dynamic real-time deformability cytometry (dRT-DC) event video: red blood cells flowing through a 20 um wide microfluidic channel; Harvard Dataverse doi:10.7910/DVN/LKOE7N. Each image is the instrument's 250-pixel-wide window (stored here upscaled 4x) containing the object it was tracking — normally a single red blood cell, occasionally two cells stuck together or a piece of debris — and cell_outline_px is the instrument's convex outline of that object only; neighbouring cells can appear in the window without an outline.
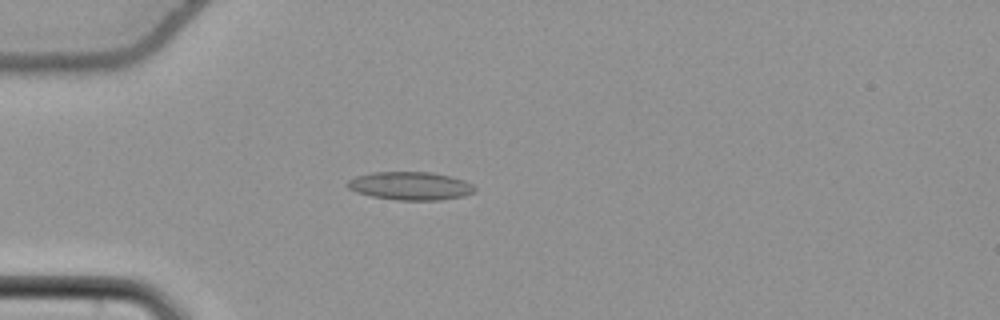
{"species": "common noctule bat (a hibernating species)", "species_latin": "Nyctalus noctula", "temperature_condition": "cold", "stored_images_in_passage": 55, "camera_frame_rate_fps": 3000, "um_per_image_px": 0.085, "animal": {"sex": "female", "body_mass_g": 22.7, "forearm_length_mm": 54.2}, "frame": {"image": 1, "passage_image": 16, "time_ms": 5.0, "image_size_px": [1000, 320], "cell_outline_px": [[476, 192], [464, 196], [440, 200], [400, 200], [372, 196], [356, 192], [348, 188], [344, 184], [348, 180], [356, 176], [372, 172], [432, 172], [452, 176], [464, 180], [472, 184], [476, 188]], "centroid_in_image_um": [34.89, 15.79], "position_along_channel_um": 50.1, "area_um2": 21.1}}
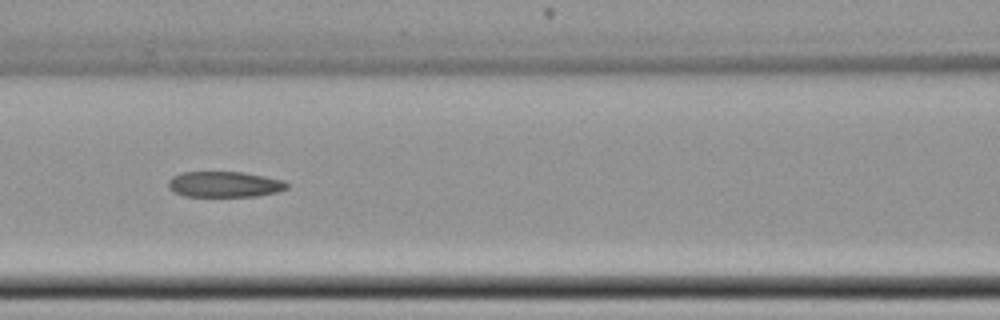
{"frame": {"image": 2, "passage_image": 25, "time_ms": 8.0, "image_size_px": [1000, 320], "cell_outline_px": [[288, 188], [276, 192], [256, 196], [184, 196], [168, 188], [168, 180], [172, 176], [180, 172], [244, 172], [264, 176], [280, 180], [288, 184]], "centroid_in_image_um": [19.04, 15.66], "position_along_channel_um": 147.6, "area_um2": 17.69}}
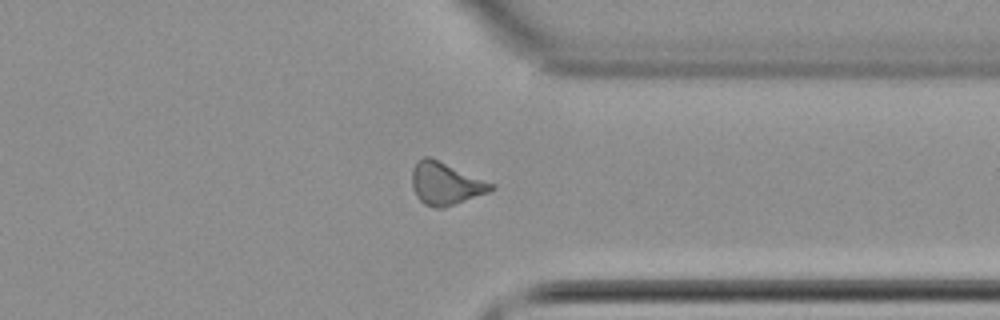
{"frame": {"image": 3, "passage_image": 43, "time_ms": 14.0, "image_size_px": [1000, 320], "cell_outline_px": [[496, 188], [488, 192], [444, 208], [436, 208], [424, 204], [416, 196], [412, 188], [412, 168], [416, 160], [424, 156], [428, 156], [496, 184]], "centroid_in_image_um": [37.86, 15.6], "position_along_channel_um": 373.5, "area_um2": 19.65}, "authors_computed_cell_mechanics": {"area_um2": 18.9006, "velocity_mm_per_s": 3.8031, "shape_relaxation_time_tau1_ms": null, "shape_relaxation_time_tau2_ms": 4.5502, "deformation_change_tau1": null, "deformation_change_tau2": 0.1293}}